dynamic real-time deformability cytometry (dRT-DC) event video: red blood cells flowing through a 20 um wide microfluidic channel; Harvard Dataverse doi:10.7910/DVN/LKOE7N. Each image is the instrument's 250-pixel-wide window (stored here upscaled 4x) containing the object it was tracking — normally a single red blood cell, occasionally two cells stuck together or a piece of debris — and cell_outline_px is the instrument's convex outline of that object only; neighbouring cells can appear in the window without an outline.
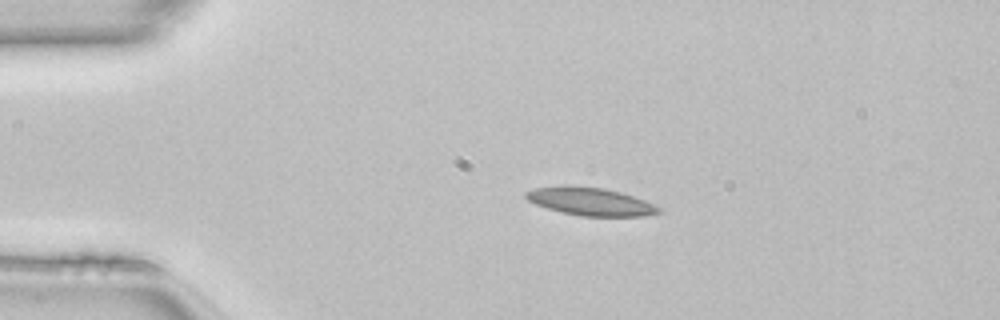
{"species": "common noctule bat (a hibernating species)", "species_latin": "Nyctalus noctula", "temperature_condition": "room temperature", "stored_images_in_passage": 48, "camera_frame_rate_fps": 3000, "um_per_image_px": 0.085, "animal": {"sex": "female", "body_mass_g": 22.7, "forearm_length_mm": 54.2}, "frame": {"image": 1, "passage_image": 9, "time_ms": 2.667, "image_size_px": [1000, 320], "cell_outline_px": [[660, 212], [644, 216], [580, 216], [560, 212], [536, 204], [528, 200], [524, 196], [524, 192], [532, 188], [604, 188], [620, 192], [644, 200], [660, 208]], "centroid_in_image_um": [50.2, 17.17], "position_along_channel_um": 34.8, "area_um2": 20.69}}
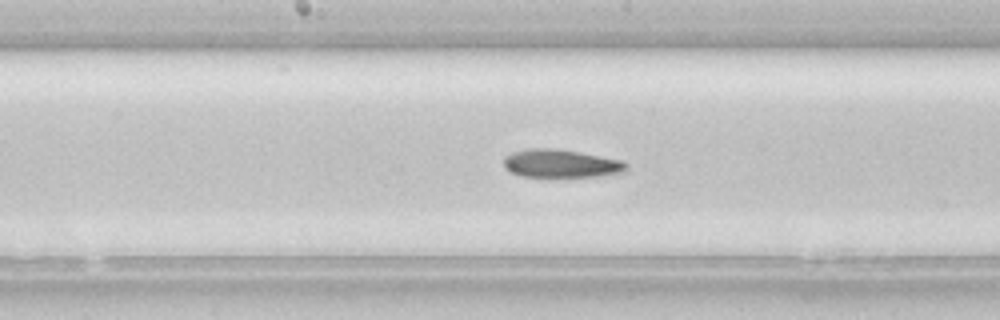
{"frame": {"image": 2, "passage_image": 24, "time_ms": 7.667, "image_size_px": [1000, 320], "cell_outline_px": [[628, 172], [596, 176], [556, 180], [520, 176], [504, 168], [504, 160], [512, 152], [528, 148], [556, 148], [620, 160], [628, 164]], "centroid_in_image_um": [47.68, 13.96], "position_along_channel_um": 200.5, "area_um2": 20.98}}
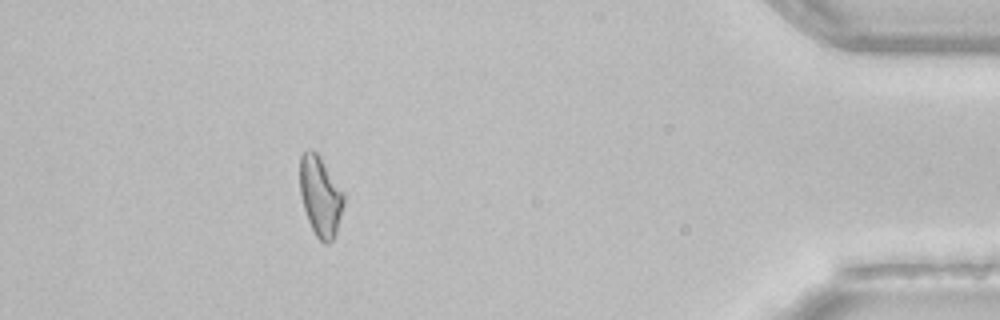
{"frame": {"image": 3, "passage_image": 43, "time_ms": 14.0, "image_size_px": [1000, 320], "cell_outline_px": [[344, 204], [336, 232], [332, 240], [328, 244], [324, 244], [316, 236], [308, 220], [304, 208], [300, 192], [300, 156], [308, 148], [312, 148], [320, 156], [344, 192]], "centroid_in_image_um": [27.23, 16.65], "position_along_channel_um": 408.0, "area_um2": 20.46}, "authors_computed_cell_mechanics": {"area_um2": 20.6635, "velocity_mm_per_s": 4.1463, "shape_relaxation_time_tau1_ms": 6.842, "shape_relaxation_time_tau2_ms": 4.1344, "deformation_change_tau1": 0.175, "deformation_change_tau2": 0.1295}}